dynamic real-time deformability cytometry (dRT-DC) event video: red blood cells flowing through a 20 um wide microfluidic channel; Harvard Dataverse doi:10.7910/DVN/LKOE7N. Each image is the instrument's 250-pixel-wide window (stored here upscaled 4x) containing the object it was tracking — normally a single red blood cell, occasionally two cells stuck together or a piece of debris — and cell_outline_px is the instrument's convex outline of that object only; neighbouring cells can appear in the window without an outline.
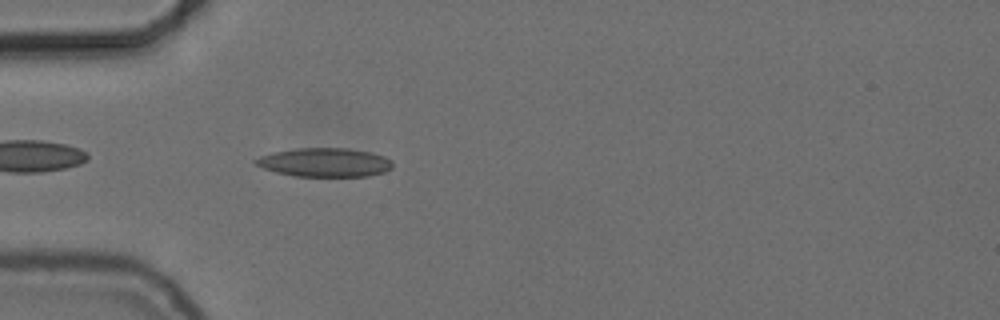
{"species": "common noctule bat (a hibernating species)", "species_latin": "Nyctalus noctula", "temperature_condition": "cold", "stored_images_in_passage": 39, "camera_frame_rate_fps": 3000, "um_per_image_px": 0.085, "animal": {"sex": "female", "body_mass_g": 24.6, "forearm_length_mm": 56.2}, "frame": {"image": 1, "passage_image": 3, "time_ms": 0.667, "image_size_px": [1000, 320], "cell_outline_px": [[392, 168], [384, 172], [368, 176], [296, 176], [276, 172], [264, 168], [256, 164], [252, 160], [260, 156], [272, 152], [296, 148], [348, 148], [372, 152], [384, 156], [392, 160]], "centroid_in_image_um": [27.61, 13.79], "position_along_channel_um": 57.4, "area_um2": 23.06}}
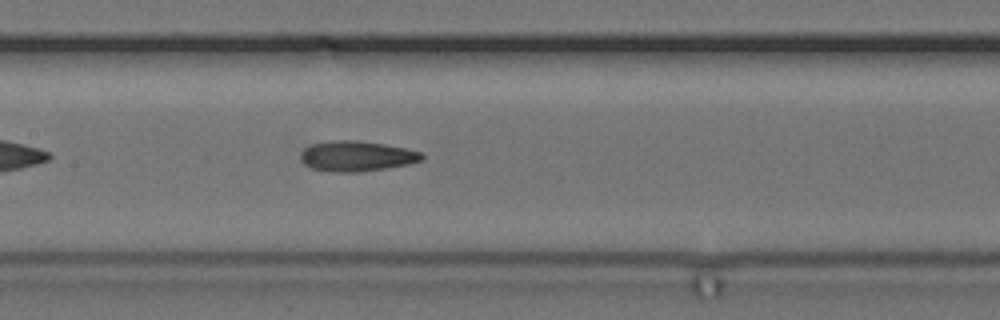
{"frame": {"image": 2, "passage_image": 13, "time_ms": 4.0, "image_size_px": [1000, 320], "cell_outline_px": [[424, 160], [408, 164], [360, 172], [332, 172], [312, 168], [304, 164], [300, 160], [300, 152], [304, 148], [312, 144], [332, 140], [356, 140], [384, 144], [404, 148], [420, 152], [424, 156]], "centroid_in_image_um": [30.28, 13.27], "position_along_channel_um": 177.1, "area_um2": 21.44}}
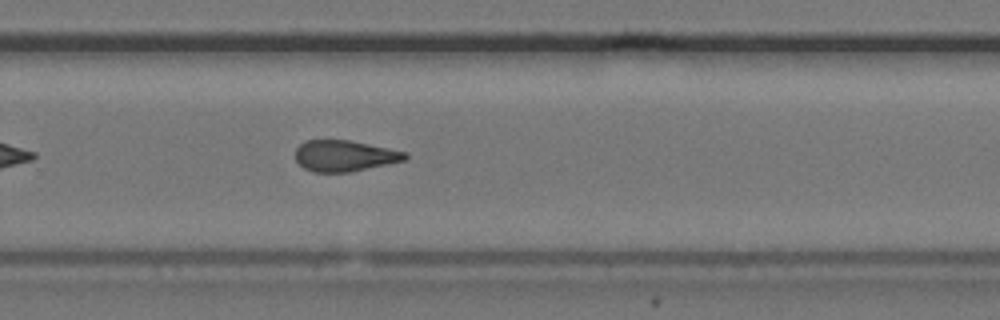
{"frame": {"image": 3, "passage_image": 23, "time_ms": 7.333, "image_size_px": [1000, 320], "cell_outline_px": [[408, 160], [352, 172], [312, 172], [304, 168], [296, 160], [296, 148], [304, 140], [348, 140], [408, 152]], "centroid_in_image_um": [29.32, 13.25], "position_along_channel_um": 300.5, "area_um2": 20.06}, "authors_computed_cell_mechanics": {"area_um2": 21.097, "velocity_mm_per_s": 3.7395, "shape_relaxation_time_tau1_ms": 7.1445, "shape_relaxation_time_tau2_ms": 4.534, "deformation_change_tau1": 0.1659, "deformation_change_tau2": 0.1393}}